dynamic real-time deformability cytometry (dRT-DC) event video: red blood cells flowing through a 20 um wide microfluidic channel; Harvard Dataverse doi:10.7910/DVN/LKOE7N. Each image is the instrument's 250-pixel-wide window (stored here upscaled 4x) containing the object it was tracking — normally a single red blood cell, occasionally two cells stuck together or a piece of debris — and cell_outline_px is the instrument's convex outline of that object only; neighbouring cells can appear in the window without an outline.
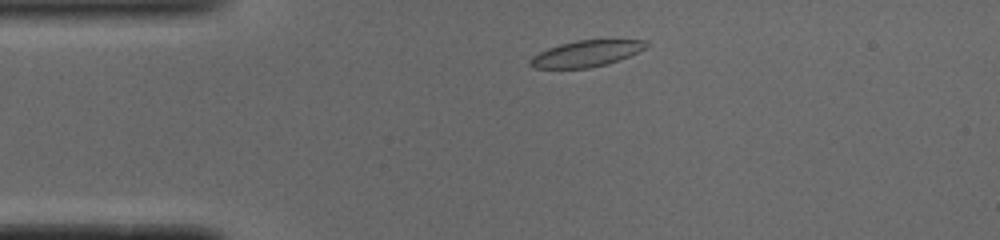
{"species": "common noctule bat (a hibernating species)", "species_latin": "Nyctalus noctula", "temperature_condition": "cold", "stored_images_in_passage": 42, "camera_frame_rate_fps": 3000, "um_per_image_px": 0.085, "animal": {"sex": "male", "body_mass_g": 19.0, "forearm_length_mm": 50.8}, "frame": {"image": 1, "passage_image": 1, "time_ms": 0.0, "image_size_px": [1000, 240], "cell_outline_px": [[648, 44], [644, 48], [628, 56], [608, 64], [588, 68], [536, 68], [528, 64], [528, 60], [532, 56], [548, 48], [560, 44], [576, 40], [644, 40]], "centroid_in_image_um": [49.77, 4.56], "position_along_channel_um": 35.2, "area_um2": 17.51}}
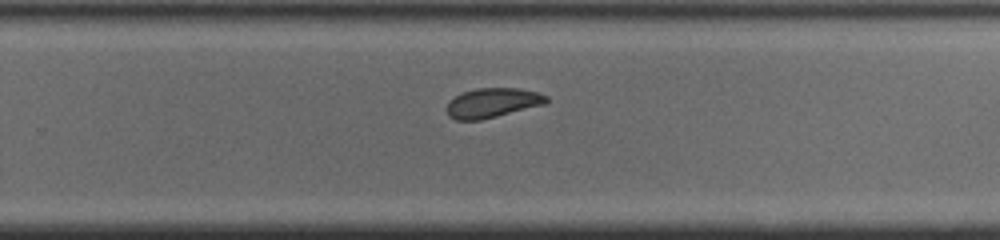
{"frame": {"image": 2, "passage_image": 23, "time_ms": 7.333, "image_size_px": [1000, 240], "cell_outline_px": [[548, 100], [544, 104], [480, 120], [456, 120], [448, 116], [448, 104], [456, 96], [464, 92], [476, 88], [520, 88], [536, 92], [548, 96]], "centroid_in_image_um": [41.87, 8.73], "position_along_channel_um": 287.9, "area_um2": 16.82}}
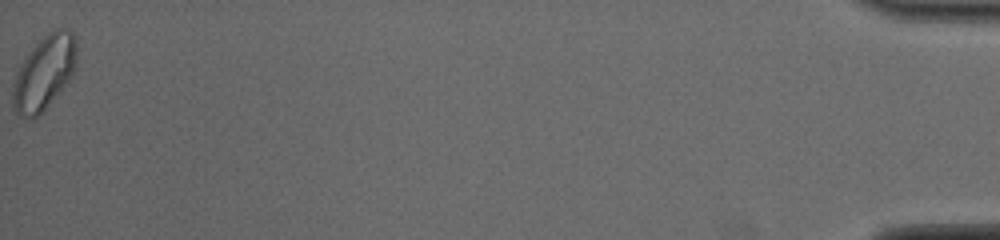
{"frame": {"image": 3, "passage_image": 42, "time_ms": 13.667, "image_size_px": [1000, 240], "cell_outline_px": [[76, 64], [68, 80], [44, 112], [32, 120], [24, 120], [16, 112], [12, 104], [12, 92], [16, 76], [28, 52], [44, 36], [56, 28], [68, 28], [72, 32], [76, 40]], "centroid_in_image_um": [3.76, 6.22], "position_along_channel_um": 431.4, "area_um2": 27.46}, "authors_computed_cell_mechanics": {"area_um2": 17.7157, "velocity_mm_per_s": 3.8782, "shape_relaxation_time_tau1_ms": null, "shape_relaxation_time_tau2_ms": 1.7518, "deformation_change_tau1": null, "deformation_change_tau2": 0.0657}}